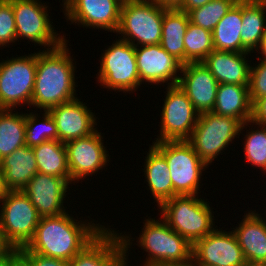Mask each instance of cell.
<instances>
[{"mask_svg": "<svg viewBox=\"0 0 266 266\" xmlns=\"http://www.w3.org/2000/svg\"><path fill=\"white\" fill-rule=\"evenodd\" d=\"M71 211L41 217L31 241L20 251L70 261L91 243L106 227L96 220L74 219ZM83 220V221H82Z\"/></svg>", "mask_w": 266, "mask_h": 266, "instance_id": "6da1fadb", "label": "cell"}, {"mask_svg": "<svg viewBox=\"0 0 266 266\" xmlns=\"http://www.w3.org/2000/svg\"><path fill=\"white\" fill-rule=\"evenodd\" d=\"M67 42L69 39L51 50L38 49L31 111L33 108L40 109L39 113L42 110L49 111L78 98L75 79L77 61L72 58Z\"/></svg>", "mask_w": 266, "mask_h": 266, "instance_id": "7a4b0ae2", "label": "cell"}, {"mask_svg": "<svg viewBox=\"0 0 266 266\" xmlns=\"http://www.w3.org/2000/svg\"><path fill=\"white\" fill-rule=\"evenodd\" d=\"M150 217V218H149ZM144 218L137 247L147 253L140 266H186L192 264V245L162 218ZM156 218V220H155ZM160 220V221H159ZM138 266V265H136Z\"/></svg>", "mask_w": 266, "mask_h": 266, "instance_id": "3957f363", "label": "cell"}, {"mask_svg": "<svg viewBox=\"0 0 266 266\" xmlns=\"http://www.w3.org/2000/svg\"><path fill=\"white\" fill-rule=\"evenodd\" d=\"M210 204L198 195L174 196L158 207L157 217L193 245L217 227Z\"/></svg>", "mask_w": 266, "mask_h": 266, "instance_id": "277c9868", "label": "cell"}, {"mask_svg": "<svg viewBox=\"0 0 266 266\" xmlns=\"http://www.w3.org/2000/svg\"><path fill=\"white\" fill-rule=\"evenodd\" d=\"M167 9L153 0H123L115 34L133 46L160 44Z\"/></svg>", "mask_w": 266, "mask_h": 266, "instance_id": "5b68a950", "label": "cell"}, {"mask_svg": "<svg viewBox=\"0 0 266 266\" xmlns=\"http://www.w3.org/2000/svg\"><path fill=\"white\" fill-rule=\"evenodd\" d=\"M165 157L173 185V197L199 195L202 177L208 166L201 160L187 140L153 142ZM201 186V187H200Z\"/></svg>", "mask_w": 266, "mask_h": 266, "instance_id": "8992f818", "label": "cell"}, {"mask_svg": "<svg viewBox=\"0 0 266 266\" xmlns=\"http://www.w3.org/2000/svg\"><path fill=\"white\" fill-rule=\"evenodd\" d=\"M110 45L101 52L96 81L111 92H123L125 96L126 93L134 94L143 87L137 70L135 46L119 38Z\"/></svg>", "mask_w": 266, "mask_h": 266, "instance_id": "52a82bcc", "label": "cell"}, {"mask_svg": "<svg viewBox=\"0 0 266 266\" xmlns=\"http://www.w3.org/2000/svg\"><path fill=\"white\" fill-rule=\"evenodd\" d=\"M242 123L233 117L214 112L199 114L197 124L187 140L201 160L209 167L214 159L225 154L233 140L239 138ZM224 152V153H222Z\"/></svg>", "mask_w": 266, "mask_h": 266, "instance_id": "ba28073f", "label": "cell"}, {"mask_svg": "<svg viewBox=\"0 0 266 266\" xmlns=\"http://www.w3.org/2000/svg\"><path fill=\"white\" fill-rule=\"evenodd\" d=\"M10 1L15 17L18 42H21L22 39L28 40L30 45L33 43L35 46L42 47V50H51L67 40L66 33L64 36V33L59 31V34L55 25H52L50 12H48L50 8L46 2L42 3V0Z\"/></svg>", "mask_w": 266, "mask_h": 266, "instance_id": "9c48e42d", "label": "cell"}, {"mask_svg": "<svg viewBox=\"0 0 266 266\" xmlns=\"http://www.w3.org/2000/svg\"><path fill=\"white\" fill-rule=\"evenodd\" d=\"M0 60V109L31 108L36 78L37 51Z\"/></svg>", "mask_w": 266, "mask_h": 266, "instance_id": "30bf717a", "label": "cell"}, {"mask_svg": "<svg viewBox=\"0 0 266 266\" xmlns=\"http://www.w3.org/2000/svg\"><path fill=\"white\" fill-rule=\"evenodd\" d=\"M0 227L11 249L25 248L31 241L40 216L22 191H8L0 202Z\"/></svg>", "mask_w": 266, "mask_h": 266, "instance_id": "8fae6325", "label": "cell"}, {"mask_svg": "<svg viewBox=\"0 0 266 266\" xmlns=\"http://www.w3.org/2000/svg\"><path fill=\"white\" fill-rule=\"evenodd\" d=\"M165 89L159 115L160 130L154 142L188 140L197 124L199 113L178 84Z\"/></svg>", "mask_w": 266, "mask_h": 266, "instance_id": "7c38bea8", "label": "cell"}, {"mask_svg": "<svg viewBox=\"0 0 266 266\" xmlns=\"http://www.w3.org/2000/svg\"><path fill=\"white\" fill-rule=\"evenodd\" d=\"M99 130V131H98ZM94 133L68 141L65 143L67 151V163L70 172L71 184L76 185L88 176H97L99 170L108 167L110 162L109 151L104 146V135L100 129ZM103 135V136H102ZM76 183V184H75Z\"/></svg>", "mask_w": 266, "mask_h": 266, "instance_id": "4fadbf2b", "label": "cell"}, {"mask_svg": "<svg viewBox=\"0 0 266 266\" xmlns=\"http://www.w3.org/2000/svg\"><path fill=\"white\" fill-rule=\"evenodd\" d=\"M122 3L123 0H64L61 5L66 22L115 34Z\"/></svg>", "mask_w": 266, "mask_h": 266, "instance_id": "5bb4252c", "label": "cell"}, {"mask_svg": "<svg viewBox=\"0 0 266 266\" xmlns=\"http://www.w3.org/2000/svg\"><path fill=\"white\" fill-rule=\"evenodd\" d=\"M246 260L232 230L216 227L192 245L193 266H245Z\"/></svg>", "mask_w": 266, "mask_h": 266, "instance_id": "9a60e30c", "label": "cell"}, {"mask_svg": "<svg viewBox=\"0 0 266 266\" xmlns=\"http://www.w3.org/2000/svg\"><path fill=\"white\" fill-rule=\"evenodd\" d=\"M135 54L141 84H150L152 87L153 84H178L183 64L167 53L160 44L135 46Z\"/></svg>", "mask_w": 266, "mask_h": 266, "instance_id": "2e32d148", "label": "cell"}, {"mask_svg": "<svg viewBox=\"0 0 266 266\" xmlns=\"http://www.w3.org/2000/svg\"><path fill=\"white\" fill-rule=\"evenodd\" d=\"M70 185L72 187L65 178L38 172L21 191L30 199L40 217H49L69 211L64 203L68 204L65 201L71 194Z\"/></svg>", "mask_w": 266, "mask_h": 266, "instance_id": "e0dca14e", "label": "cell"}, {"mask_svg": "<svg viewBox=\"0 0 266 266\" xmlns=\"http://www.w3.org/2000/svg\"><path fill=\"white\" fill-rule=\"evenodd\" d=\"M80 100L78 97L49 110L56 122L58 141L62 143L86 137L98 129L97 113Z\"/></svg>", "mask_w": 266, "mask_h": 266, "instance_id": "ac0fdd59", "label": "cell"}, {"mask_svg": "<svg viewBox=\"0 0 266 266\" xmlns=\"http://www.w3.org/2000/svg\"><path fill=\"white\" fill-rule=\"evenodd\" d=\"M218 85L202 62L182 65L178 86L186 93L199 114L213 110Z\"/></svg>", "mask_w": 266, "mask_h": 266, "instance_id": "d6986e66", "label": "cell"}, {"mask_svg": "<svg viewBox=\"0 0 266 266\" xmlns=\"http://www.w3.org/2000/svg\"><path fill=\"white\" fill-rule=\"evenodd\" d=\"M107 226L68 262L69 266H124L126 264V255L119 230Z\"/></svg>", "mask_w": 266, "mask_h": 266, "instance_id": "ffe728a7", "label": "cell"}, {"mask_svg": "<svg viewBox=\"0 0 266 266\" xmlns=\"http://www.w3.org/2000/svg\"><path fill=\"white\" fill-rule=\"evenodd\" d=\"M249 210L231 229L247 263L266 262V216L259 214L258 209Z\"/></svg>", "mask_w": 266, "mask_h": 266, "instance_id": "44dd1931", "label": "cell"}, {"mask_svg": "<svg viewBox=\"0 0 266 266\" xmlns=\"http://www.w3.org/2000/svg\"><path fill=\"white\" fill-rule=\"evenodd\" d=\"M249 55L251 56L252 53L214 49L202 61V64L211 72L219 84L249 85L251 66V60H248Z\"/></svg>", "mask_w": 266, "mask_h": 266, "instance_id": "7402d4cb", "label": "cell"}, {"mask_svg": "<svg viewBox=\"0 0 266 266\" xmlns=\"http://www.w3.org/2000/svg\"><path fill=\"white\" fill-rule=\"evenodd\" d=\"M4 184L8 191H21L38 173L32 147L24 145L0 160Z\"/></svg>", "mask_w": 266, "mask_h": 266, "instance_id": "603a6c76", "label": "cell"}, {"mask_svg": "<svg viewBox=\"0 0 266 266\" xmlns=\"http://www.w3.org/2000/svg\"><path fill=\"white\" fill-rule=\"evenodd\" d=\"M144 160L143 167H145L142 170L148 187L147 191L150 190L158 209L163 202L173 198L170 169L165 157L151 144Z\"/></svg>", "mask_w": 266, "mask_h": 266, "instance_id": "cb8c5ba5", "label": "cell"}, {"mask_svg": "<svg viewBox=\"0 0 266 266\" xmlns=\"http://www.w3.org/2000/svg\"><path fill=\"white\" fill-rule=\"evenodd\" d=\"M212 112L233 117L241 123L251 120L249 85L219 84Z\"/></svg>", "mask_w": 266, "mask_h": 266, "instance_id": "d4e9b609", "label": "cell"}, {"mask_svg": "<svg viewBox=\"0 0 266 266\" xmlns=\"http://www.w3.org/2000/svg\"><path fill=\"white\" fill-rule=\"evenodd\" d=\"M266 32V0H242V52L255 53Z\"/></svg>", "mask_w": 266, "mask_h": 266, "instance_id": "484cf974", "label": "cell"}, {"mask_svg": "<svg viewBox=\"0 0 266 266\" xmlns=\"http://www.w3.org/2000/svg\"><path fill=\"white\" fill-rule=\"evenodd\" d=\"M242 0H238L212 31L215 50L242 53Z\"/></svg>", "mask_w": 266, "mask_h": 266, "instance_id": "4316f807", "label": "cell"}, {"mask_svg": "<svg viewBox=\"0 0 266 266\" xmlns=\"http://www.w3.org/2000/svg\"><path fill=\"white\" fill-rule=\"evenodd\" d=\"M189 17L186 12L170 8L164 12L160 45L170 55L184 64V36Z\"/></svg>", "mask_w": 266, "mask_h": 266, "instance_id": "83f0119b", "label": "cell"}, {"mask_svg": "<svg viewBox=\"0 0 266 266\" xmlns=\"http://www.w3.org/2000/svg\"><path fill=\"white\" fill-rule=\"evenodd\" d=\"M38 172L65 178L71 183L65 143L51 140L32 147Z\"/></svg>", "mask_w": 266, "mask_h": 266, "instance_id": "f1b7e54d", "label": "cell"}, {"mask_svg": "<svg viewBox=\"0 0 266 266\" xmlns=\"http://www.w3.org/2000/svg\"><path fill=\"white\" fill-rule=\"evenodd\" d=\"M0 109V160L26 145L25 112Z\"/></svg>", "mask_w": 266, "mask_h": 266, "instance_id": "f546056e", "label": "cell"}, {"mask_svg": "<svg viewBox=\"0 0 266 266\" xmlns=\"http://www.w3.org/2000/svg\"><path fill=\"white\" fill-rule=\"evenodd\" d=\"M250 125V126H249ZM254 126V127H253ZM249 127V130H247ZM255 128V129H254ZM246 129V130H243ZM246 131V135H243V152L244 158L252 168L260 169L264 175L266 172V125H261L248 120L242 123L239 135Z\"/></svg>", "mask_w": 266, "mask_h": 266, "instance_id": "4dcf8cb0", "label": "cell"}, {"mask_svg": "<svg viewBox=\"0 0 266 266\" xmlns=\"http://www.w3.org/2000/svg\"><path fill=\"white\" fill-rule=\"evenodd\" d=\"M37 112L39 111L31 112L29 110L28 113L27 109V113H25L26 145L29 147L51 140H58L56 122L50 112L41 111L42 116Z\"/></svg>", "mask_w": 266, "mask_h": 266, "instance_id": "1f68e13d", "label": "cell"}, {"mask_svg": "<svg viewBox=\"0 0 266 266\" xmlns=\"http://www.w3.org/2000/svg\"><path fill=\"white\" fill-rule=\"evenodd\" d=\"M213 50L212 32L189 22L184 36V64L202 62Z\"/></svg>", "mask_w": 266, "mask_h": 266, "instance_id": "d6a6232c", "label": "cell"}, {"mask_svg": "<svg viewBox=\"0 0 266 266\" xmlns=\"http://www.w3.org/2000/svg\"><path fill=\"white\" fill-rule=\"evenodd\" d=\"M237 1L212 0L201 7L190 10L187 13L189 22L212 32L221 18L228 13Z\"/></svg>", "mask_w": 266, "mask_h": 266, "instance_id": "836d02e7", "label": "cell"}, {"mask_svg": "<svg viewBox=\"0 0 266 266\" xmlns=\"http://www.w3.org/2000/svg\"><path fill=\"white\" fill-rule=\"evenodd\" d=\"M15 42L17 36L12 3L10 0H0V49L13 46Z\"/></svg>", "mask_w": 266, "mask_h": 266, "instance_id": "e575fe53", "label": "cell"}, {"mask_svg": "<svg viewBox=\"0 0 266 266\" xmlns=\"http://www.w3.org/2000/svg\"><path fill=\"white\" fill-rule=\"evenodd\" d=\"M259 62L251 63L249 76V97L251 103L257 98L266 96V61L257 59Z\"/></svg>", "mask_w": 266, "mask_h": 266, "instance_id": "d590c367", "label": "cell"}, {"mask_svg": "<svg viewBox=\"0 0 266 266\" xmlns=\"http://www.w3.org/2000/svg\"><path fill=\"white\" fill-rule=\"evenodd\" d=\"M20 253L30 262L31 266H69L68 261L47 257L30 251H20Z\"/></svg>", "mask_w": 266, "mask_h": 266, "instance_id": "8d00e7d4", "label": "cell"}, {"mask_svg": "<svg viewBox=\"0 0 266 266\" xmlns=\"http://www.w3.org/2000/svg\"><path fill=\"white\" fill-rule=\"evenodd\" d=\"M251 120L257 124L266 125V96L257 98L252 103Z\"/></svg>", "mask_w": 266, "mask_h": 266, "instance_id": "74e56055", "label": "cell"}, {"mask_svg": "<svg viewBox=\"0 0 266 266\" xmlns=\"http://www.w3.org/2000/svg\"><path fill=\"white\" fill-rule=\"evenodd\" d=\"M128 233V234H127ZM119 232V236L121 238V241H122V244H123V247H124V251H125V255H126V264L124 266H131V264H128V263H131L129 261V252H131L130 248L132 249V246H134V241L136 240L135 238L131 237L132 234L130 232ZM130 233V234H129ZM125 234V235H124ZM133 238V239H132Z\"/></svg>", "mask_w": 266, "mask_h": 266, "instance_id": "f35d334b", "label": "cell"}, {"mask_svg": "<svg viewBox=\"0 0 266 266\" xmlns=\"http://www.w3.org/2000/svg\"><path fill=\"white\" fill-rule=\"evenodd\" d=\"M210 1L212 0H183L182 4L177 9L188 13L190 10L201 7Z\"/></svg>", "mask_w": 266, "mask_h": 266, "instance_id": "ab89813d", "label": "cell"}, {"mask_svg": "<svg viewBox=\"0 0 266 266\" xmlns=\"http://www.w3.org/2000/svg\"><path fill=\"white\" fill-rule=\"evenodd\" d=\"M11 266H31L30 262L20 253V250H11Z\"/></svg>", "mask_w": 266, "mask_h": 266, "instance_id": "60d3db41", "label": "cell"}, {"mask_svg": "<svg viewBox=\"0 0 266 266\" xmlns=\"http://www.w3.org/2000/svg\"><path fill=\"white\" fill-rule=\"evenodd\" d=\"M155 2H157L159 5L166 7L168 9L170 8H178L183 0H153Z\"/></svg>", "mask_w": 266, "mask_h": 266, "instance_id": "b9f144b4", "label": "cell"}, {"mask_svg": "<svg viewBox=\"0 0 266 266\" xmlns=\"http://www.w3.org/2000/svg\"><path fill=\"white\" fill-rule=\"evenodd\" d=\"M255 53L259 54L257 56V58H259L260 60L266 61V32L262 38V42L260 44V47L256 50Z\"/></svg>", "mask_w": 266, "mask_h": 266, "instance_id": "7bdbcfd3", "label": "cell"}, {"mask_svg": "<svg viewBox=\"0 0 266 266\" xmlns=\"http://www.w3.org/2000/svg\"><path fill=\"white\" fill-rule=\"evenodd\" d=\"M8 192L4 184L3 172L0 168V202L4 199L6 193Z\"/></svg>", "mask_w": 266, "mask_h": 266, "instance_id": "ee69618b", "label": "cell"}, {"mask_svg": "<svg viewBox=\"0 0 266 266\" xmlns=\"http://www.w3.org/2000/svg\"><path fill=\"white\" fill-rule=\"evenodd\" d=\"M12 249L10 248V246L6 243L3 233H2V229L0 227V252H9Z\"/></svg>", "mask_w": 266, "mask_h": 266, "instance_id": "f6af8a7d", "label": "cell"}, {"mask_svg": "<svg viewBox=\"0 0 266 266\" xmlns=\"http://www.w3.org/2000/svg\"><path fill=\"white\" fill-rule=\"evenodd\" d=\"M0 266H11V251L0 257Z\"/></svg>", "mask_w": 266, "mask_h": 266, "instance_id": "bcb514c9", "label": "cell"}, {"mask_svg": "<svg viewBox=\"0 0 266 266\" xmlns=\"http://www.w3.org/2000/svg\"><path fill=\"white\" fill-rule=\"evenodd\" d=\"M245 266H266V262H260V263H246Z\"/></svg>", "mask_w": 266, "mask_h": 266, "instance_id": "7dc6e473", "label": "cell"}, {"mask_svg": "<svg viewBox=\"0 0 266 266\" xmlns=\"http://www.w3.org/2000/svg\"><path fill=\"white\" fill-rule=\"evenodd\" d=\"M8 252H0V257Z\"/></svg>", "mask_w": 266, "mask_h": 266, "instance_id": "c3c4849f", "label": "cell"}]
</instances>
